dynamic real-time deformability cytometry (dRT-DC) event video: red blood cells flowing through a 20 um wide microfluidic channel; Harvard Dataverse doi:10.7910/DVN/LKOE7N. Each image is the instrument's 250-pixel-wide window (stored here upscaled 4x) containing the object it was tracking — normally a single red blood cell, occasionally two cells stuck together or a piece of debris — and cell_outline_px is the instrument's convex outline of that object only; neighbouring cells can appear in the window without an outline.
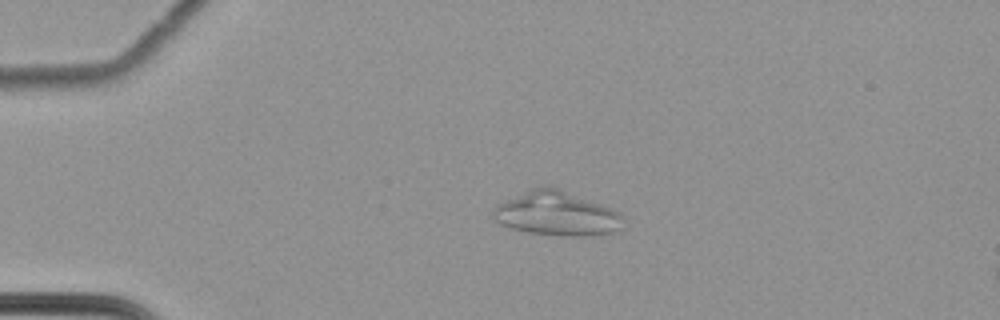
{"species": "common noctule bat (a hibernating species)", "species_latin": "Nyctalus noctula", "temperature_condition": "cold", "stored_images_in_passage": 51, "camera_frame_rate_fps": 3000, "um_per_image_px": 0.085, "animal": {"sex": "female", "body_mass_g": 22.7, "forearm_length_mm": 54.2}, "frame": {"image": 1, "passage_image": 4, "time_ms": 1.0, "image_size_px": [1000, 320], "cell_outline_px": [[620, 232], [588, 236], [564, 236], [528, 232], [512, 228], [500, 224], [492, 216], [492, 208], [496, 204], [532, 188], [548, 184], [612, 208], [620, 212]], "centroid_in_image_um": [47.29, 18.15], "position_along_channel_um": 37.7, "area_um2": 33.58}}
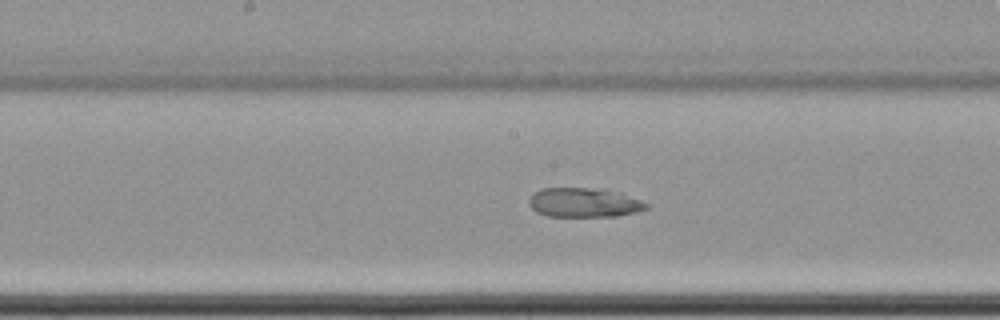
{"frame": {"image": 2, "passage_image": 22, "time_ms": 7.0, "image_size_px": [1000, 320], "cell_outline_px": [[648, 208], [636, 212], [616, 216], [548, 216], [536, 212], [528, 204], [528, 200], [540, 188], [604, 188], [620, 192], [640, 200], [648, 204]], "centroid_in_image_um": [49.65, 17.21], "position_along_channel_um": 198.6, "area_um2": 20.11}}
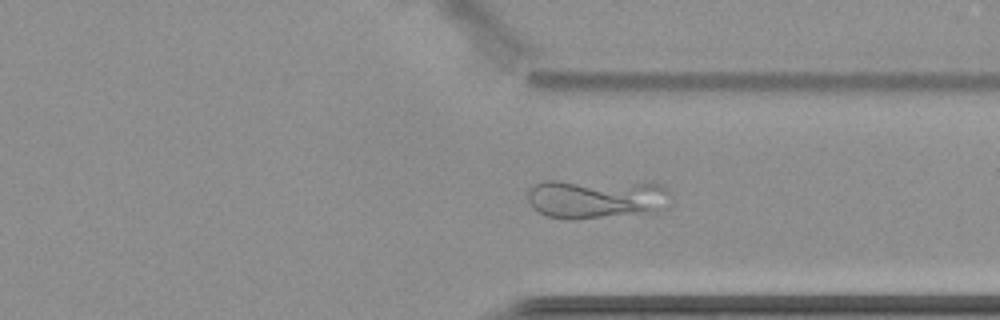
{"frame": {"image": 3, "passage_image": 36, "time_ms": 11.667, "image_size_px": [1000, 320], "cell_outline_px": [[672, 200], [656, 212], [576, 220], [572, 220], [548, 216], [532, 208], [528, 200], [528, 188], [532, 184], [544, 180], [648, 180], [660, 184], [672, 196]], "centroid_in_image_um": [50.72, 16.84], "position_along_channel_um": 360.7, "area_um2": 34.56}}